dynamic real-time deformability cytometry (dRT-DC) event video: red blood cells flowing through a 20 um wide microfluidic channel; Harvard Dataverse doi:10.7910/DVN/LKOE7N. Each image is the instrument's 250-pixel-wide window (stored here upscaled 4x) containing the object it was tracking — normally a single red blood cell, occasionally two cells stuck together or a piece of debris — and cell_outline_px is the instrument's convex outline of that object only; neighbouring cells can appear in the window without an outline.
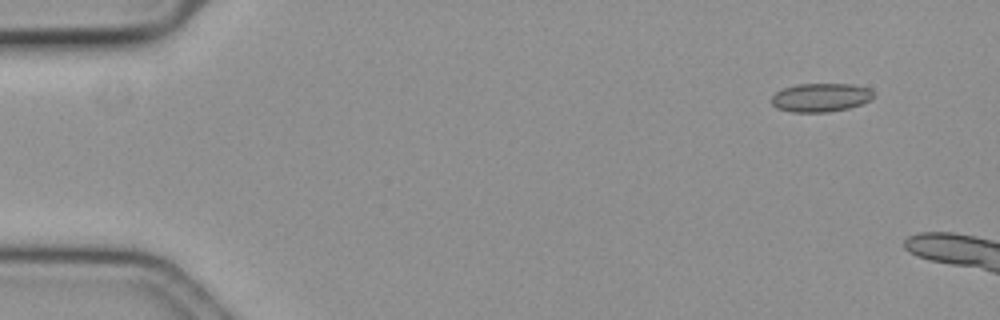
{"species": "common noctule bat (a hibernating species)", "species_latin": "Nyctalus noctula", "temperature_condition": "cold", "stored_images_in_passage": 8, "camera_frame_rate_fps": 3000, "um_per_image_px": 0.085, "animal": {"sex": "female", "body_mass_g": 19.3, "forearm_length_mm": 54.1}, "frame": {"image": 1, "passage_image": 1, "time_ms": 0.0, "image_size_px": [1000, 320], "cell_outline_px": [[872, 96], [868, 100], [860, 104], [848, 108], [828, 112], [792, 112], [776, 108], [772, 104], [772, 96], [776, 92], [784, 88], [796, 84], [852, 84], [868, 88], [872, 92]], "centroid_in_image_um": [69.71, 8.29], "position_along_channel_um": 15.3, "area_um2": 16.82}}